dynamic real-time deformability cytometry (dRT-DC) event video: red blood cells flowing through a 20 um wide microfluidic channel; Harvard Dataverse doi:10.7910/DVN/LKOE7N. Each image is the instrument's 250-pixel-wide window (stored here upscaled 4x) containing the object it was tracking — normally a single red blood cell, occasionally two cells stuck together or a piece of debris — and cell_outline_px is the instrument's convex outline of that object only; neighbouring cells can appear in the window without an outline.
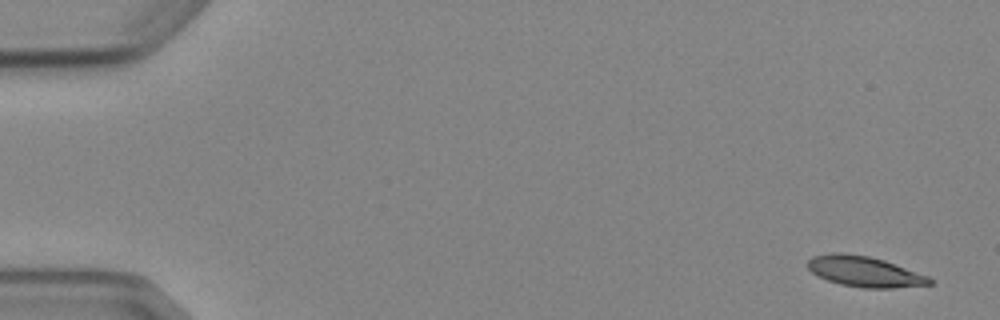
{"species": "Egyptian fruit bat (a non-hibernating species)", "species_latin": "Rousettus aegyptiacus", "temperature_condition": "cold", "stored_images_in_passage": 5, "camera_frame_rate_fps": 3000, "um_per_image_px": 0.085, "animal": {"sex": "female"}, "frame": {"image": 1, "passage_image": 1, "time_ms": 0.0, "image_size_px": [1000, 320], "cell_outline_px": [[932, 284], [892, 288], [864, 288], [840, 284], [828, 280], [812, 272], [808, 268], [808, 260], [812, 256], [832, 252], [844, 252], [868, 256], [884, 260], [928, 276], [932, 280]], "centroid_in_image_um": [73.47, 23.07], "position_along_channel_um": 11.5, "area_um2": 21.56}}
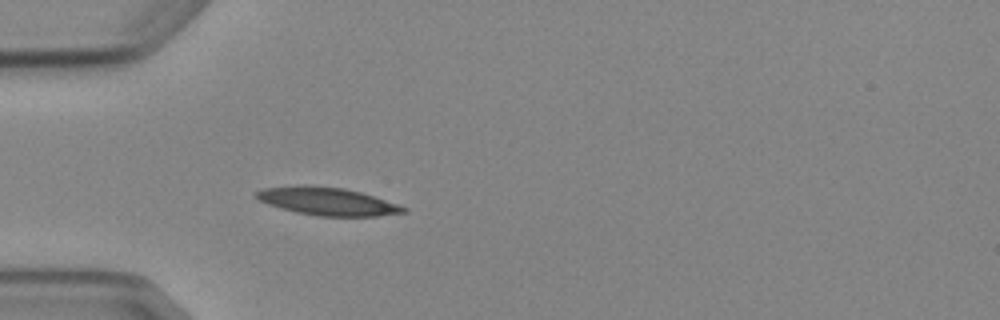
{"frame": {"image": 2, "passage_image": 5, "time_ms": 4.667, "image_size_px": [1000, 320], "cell_outline_px": [[408, 212], [376, 216], [316, 216], [296, 212], [268, 204], [252, 196], [252, 192], [264, 188], [300, 184], [304, 184], [344, 188], [360, 192], [408, 208]], "centroid_in_image_um": [27.75, 17.1], "position_along_channel_um": 57.2, "area_um2": 23.99}}